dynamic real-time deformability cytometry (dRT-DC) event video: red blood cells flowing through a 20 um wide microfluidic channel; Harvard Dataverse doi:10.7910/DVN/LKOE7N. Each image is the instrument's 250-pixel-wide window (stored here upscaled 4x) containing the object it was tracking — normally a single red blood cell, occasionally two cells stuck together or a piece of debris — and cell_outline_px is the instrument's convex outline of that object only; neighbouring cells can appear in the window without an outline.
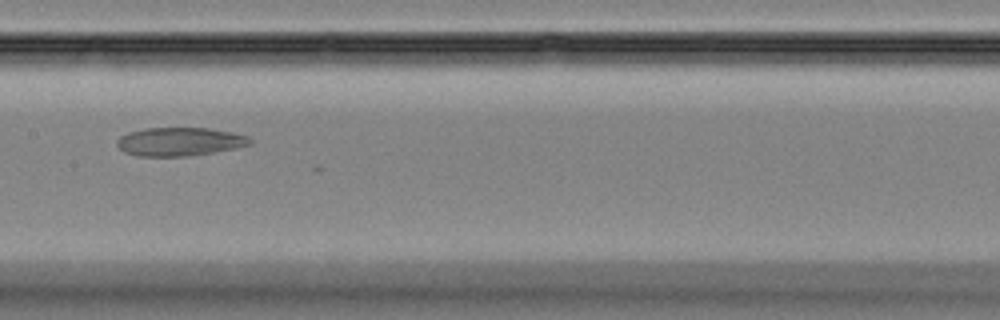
{"species": "Egyptian fruit bat (a non-hibernating species)", "species_latin": "Rousettus aegyptiacus", "temperature_condition": "room temperature", "stored_images_in_passage": 14, "camera_frame_rate_fps": 3000, "um_per_image_px": 0.085, "animal": {"sex": "female"}, "frame": {"image": 1, "passage_image": 11, "time_ms": 3.333, "image_size_px": [1000, 320], "cell_outline_px": [[252, 144], [236, 148], [216, 152], [188, 156], [136, 156], [124, 152], [116, 144], [116, 140], [120, 136], [128, 132], [144, 128], [208, 128], [232, 132], [248, 136], [252, 140]], "centroid_in_image_um": [15.27, 12.04], "position_along_channel_um": 192.1, "area_um2": 22.25}}